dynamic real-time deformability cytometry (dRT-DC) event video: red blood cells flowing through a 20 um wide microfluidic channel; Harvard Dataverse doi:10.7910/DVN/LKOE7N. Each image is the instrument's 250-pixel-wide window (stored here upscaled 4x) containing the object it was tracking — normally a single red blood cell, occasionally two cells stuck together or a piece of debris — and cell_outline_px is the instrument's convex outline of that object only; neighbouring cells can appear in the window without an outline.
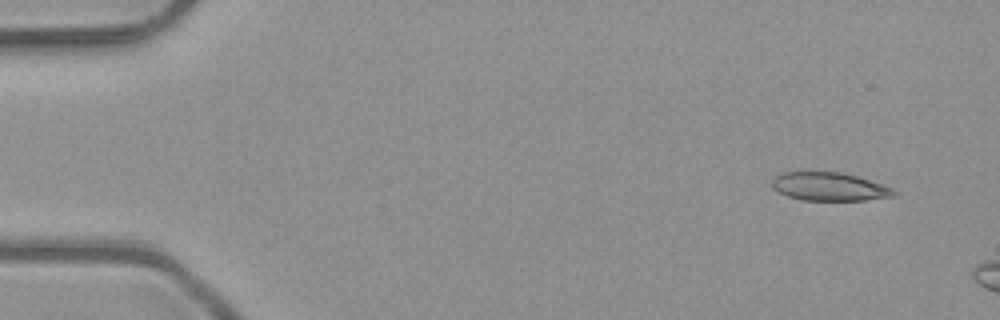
{"species": "common noctule bat (a hibernating species)", "species_latin": "Nyctalus noctula", "temperature_condition": "room temperature", "stored_images_in_passage": 3, "camera_frame_rate_fps": 3000, "um_per_image_px": 0.085, "animal": {"sex": "male", "body_mass_g": 23.1, "forearm_length_mm": 52.7}, "frame": {"image": 1, "passage_image": 1, "time_ms": 0.0, "image_size_px": [1000, 320], "cell_outline_px": [[896, 196], [864, 200], [800, 200], [788, 196], [772, 188], [772, 180], [780, 172], [800, 168], [840, 172], [856, 176], [892, 188], [896, 192]], "centroid_in_image_um": [70.38, 15.81], "position_along_channel_um": 14.6, "area_um2": 20.81}}